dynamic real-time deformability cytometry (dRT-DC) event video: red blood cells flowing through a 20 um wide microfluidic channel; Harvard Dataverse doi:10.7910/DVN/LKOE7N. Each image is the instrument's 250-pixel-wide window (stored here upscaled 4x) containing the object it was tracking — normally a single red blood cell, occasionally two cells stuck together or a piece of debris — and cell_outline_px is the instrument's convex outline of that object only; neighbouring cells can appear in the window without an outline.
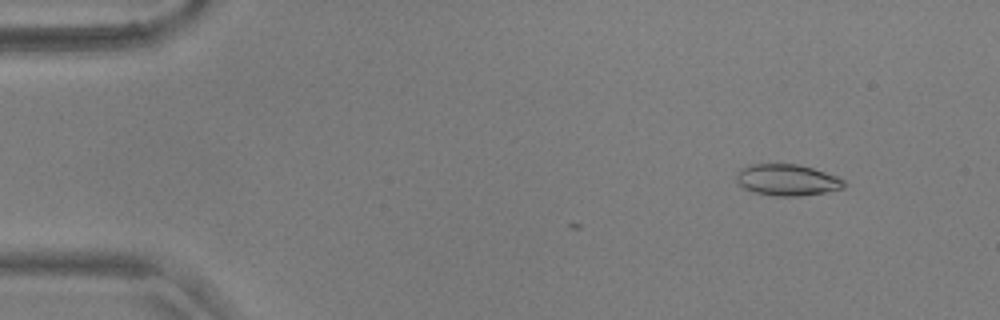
{"species": "common noctule bat (a hibernating species)", "species_latin": "Nyctalus noctula", "temperature_condition": "warm", "stored_images_in_passage": 5, "camera_frame_rate_fps": 3000, "um_per_image_px": 0.085, "animal": {"sex": "male", "body_mass_g": 17.9, "forearm_length_mm": 54.2}, "frame": {"image": 1, "passage_image": 5, "time_ms": 1.333, "image_size_px": [1000, 320], "cell_outline_px": [[848, 184], [844, 188], [824, 192], [800, 196], [772, 196], [756, 192], [744, 188], [736, 184], [736, 172], [740, 168], [752, 164], [796, 164], [812, 168], [836, 176], [844, 180]], "centroid_in_image_um": [66.88, 15.3], "position_along_channel_um": 18.1, "area_um2": 19.77}}